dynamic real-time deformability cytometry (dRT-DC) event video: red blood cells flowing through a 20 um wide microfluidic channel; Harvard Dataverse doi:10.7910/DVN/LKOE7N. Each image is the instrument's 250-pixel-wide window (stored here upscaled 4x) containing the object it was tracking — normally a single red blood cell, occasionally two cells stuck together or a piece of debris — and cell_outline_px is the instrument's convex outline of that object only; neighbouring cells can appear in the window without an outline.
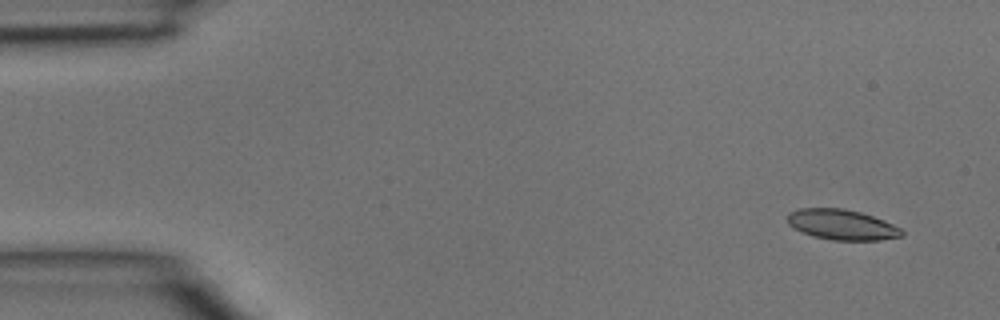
{"species": "common noctule bat (a hibernating species)", "species_latin": "Nyctalus noctula", "temperature_condition": "room temperature", "stored_images_in_passage": 5, "camera_frame_rate_fps": 3000, "um_per_image_px": 0.085, "animal": {"sex": "male", "body_mass_g": 15.6}, "frame": {"image": 1, "passage_image": 1, "time_ms": 0.0, "image_size_px": [1000, 320], "cell_outline_px": [[904, 236], [880, 240], [832, 240], [812, 236], [788, 224], [788, 212], [800, 208], [844, 208], [860, 212], [884, 220], [900, 228], [904, 232]], "centroid_in_image_um": [71.58, 19.09], "position_along_channel_um": 13.4, "area_um2": 20.17}}